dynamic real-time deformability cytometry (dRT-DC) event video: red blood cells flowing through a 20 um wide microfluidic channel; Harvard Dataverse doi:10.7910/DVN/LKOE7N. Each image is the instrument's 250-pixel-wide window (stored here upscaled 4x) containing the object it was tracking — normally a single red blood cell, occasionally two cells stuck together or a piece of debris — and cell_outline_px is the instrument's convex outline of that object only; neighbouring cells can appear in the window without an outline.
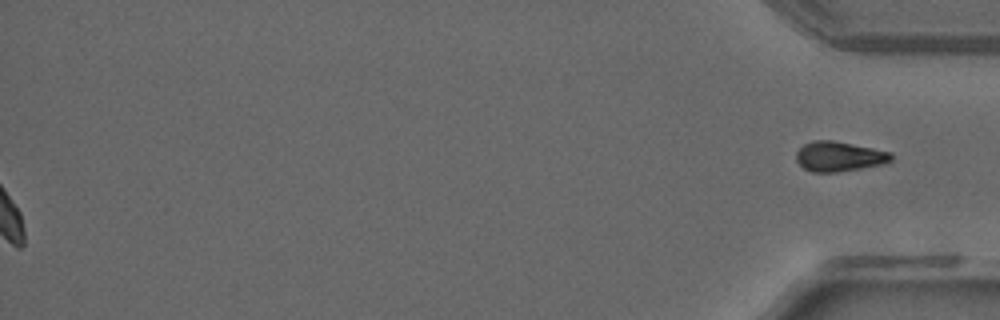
{"species": "common noctule bat (a hibernating species)", "species_latin": "Nyctalus noctula", "temperature_condition": "warm", "stored_images_in_passage": 45, "segment_of_instrument_passage": [2, 2], "camera_frame_rate_fps": 3000, "um_per_image_px": 0.085, "animal": {"sex": "male", "forearm_length_mm": 52.5}, "frame": {"image": 1, "passage_image": 45, "time_ms": 14.667, "image_size_px": [1000, 320], "cell_outline_px": [[892, 160], [884, 164], [836, 172], [812, 172], [804, 168], [796, 160], [796, 152], [804, 144], [812, 140], [832, 140], [892, 152]], "centroid_in_image_um": [71.32, 13.29], "position_along_channel_um": 363.9, "area_um2": 16.47}}